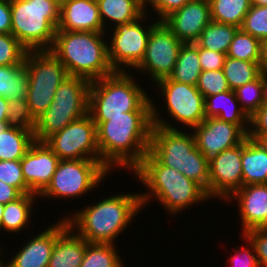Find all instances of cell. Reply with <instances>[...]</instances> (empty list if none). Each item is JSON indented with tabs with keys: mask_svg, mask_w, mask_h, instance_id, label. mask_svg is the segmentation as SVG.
I'll use <instances>...</instances> for the list:
<instances>
[{
	"mask_svg": "<svg viewBox=\"0 0 267 267\" xmlns=\"http://www.w3.org/2000/svg\"><path fill=\"white\" fill-rule=\"evenodd\" d=\"M7 128H8L7 122H0V133L3 132Z\"/></svg>",
	"mask_w": 267,
	"mask_h": 267,
	"instance_id": "cell-56",
	"label": "cell"
},
{
	"mask_svg": "<svg viewBox=\"0 0 267 267\" xmlns=\"http://www.w3.org/2000/svg\"><path fill=\"white\" fill-rule=\"evenodd\" d=\"M29 80L24 64L0 66V97L26 99Z\"/></svg>",
	"mask_w": 267,
	"mask_h": 267,
	"instance_id": "cell-27",
	"label": "cell"
},
{
	"mask_svg": "<svg viewBox=\"0 0 267 267\" xmlns=\"http://www.w3.org/2000/svg\"><path fill=\"white\" fill-rule=\"evenodd\" d=\"M106 33L56 31L51 52L65 66L68 75L90 82L112 74ZM105 40V41H104Z\"/></svg>",
	"mask_w": 267,
	"mask_h": 267,
	"instance_id": "cell-5",
	"label": "cell"
},
{
	"mask_svg": "<svg viewBox=\"0 0 267 267\" xmlns=\"http://www.w3.org/2000/svg\"><path fill=\"white\" fill-rule=\"evenodd\" d=\"M239 28L211 21L202 30L196 43L204 49L227 54L234 35Z\"/></svg>",
	"mask_w": 267,
	"mask_h": 267,
	"instance_id": "cell-30",
	"label": "cell"
},
{
	"mask_svg": "<svg viewBox=\"0 0 267 267\" xmlns=\"http://www.w3.org/2000/svg\"><path fill=\"white\" fill-rule=\"evenodd\" d=\"M110 171L100 160H60L50 184L39 198H75L100 185Z\"/></svg>",
	"mask_w": 267,
	"mask_h": 267,
	"instance_id": "cell-8",
	"label": "cell"
},
{
	"mask_svg": "<svg viewBox=\"0 0 267 267\" xmlns=\"http://www.w3.org/2000/svg\"><path fill=\"white\" fill-rule=\"evenodd\" d=\"M133 172L146 190L150 191L139 193L142 207L156 198L169 214L174 215L185 211L192 204L199 205V202L209 200L206 191L199 184L176 169L162 165L150 152Z\"/></svg>",
	"mask_w": 267,
	"mask_h": 267,
	"instance_id": "cell-4",
	"label": "cell"
},
{
	"mask_svg": "<svg viewBox=\"0 0 267 267\" xmlns=\"http://www.w3.org/2000/svg\"><path fill=\"white\" fill-rule=\"evenodd\" d=\"M58 87L28 85L26 100L35 119L39 118L48 109Z\"/></svg>",
	"mask_w": 267,
	"mask_h": 267,
	"instance_id": "cell-38",
	"label": "cell"
},
{
	"mask_svg": "<svg viewBox=\"0 0 267 267\" xmlns=\"http://www.w3.org/2000/svg\"><path fill=\"white\" fill-rule=\"evenodd\" d=\"M112 243H88L80 267H126Z\"/></svg>",
	"mask_w": 267,
	"mask_h": 267,
	"instance_id": "cell-34",
	"label": "cell"
},
{
	"mask_svg": "<svg viewBox=\"0 0 267 267\" xmlns=\"http://www.w3.org/2000/svg\"><path fill=\"white\" fill-rule=\"evenodd\" d=\"M58 221V238L48 267H80L88 242L68 225L65 218Z\"/></svg>",
	"mask_w": 267,
	"mask_h": 267,
	"instance_id": "cell-21",
	"label": "cell"
},
{
	"mask_svg": "<svg viewBox=\"0 0 267 267\" xmlns=\"http://www.w3.org/2000/svg\"><path fill=\"white\" fill-rule=\"evenodd\" d=\"M8 127L20 130H34L36 119L33 117L26 99L8 100Z\"/></svg>",
	"mask_w": 267,
	"mask_h": 267,
	"instance_id": "cell-37",
	"label": "cell"
},
{
	"mask_svg": "<svg viewBox=\"0 0 267 267\" xmlns=\"http://www.w3.org/2000/svg\"><path fill=\"white\" fill-rule=\"evenodd\" d=\"M259 67L261 73L267 76V39L261 41Z\"/></svg>",
	"mask_w": 267,
	"mask_h": 267,
	"instance_id": "cell-50",
	"label": "cell"
},
{
	"mask_svg": "<svg viewBox=\"0 0 267 267\" xmlns=\"http://www.w3.org/2000/svg\"><path fill=\"white\" fill-rule=\"evenodd\" d=\"M192 129L197 149L208 160L240 144L248 136L237 124L216 117L205 118Z\"/></svg>",
	"mask_w": 267,
	"mask_h": 267,
	"instance_id": "cell-14",
	"label": "cell"
},
{
	"mask_svg": "<svg viewBox=\"0 0 267 267\" xmlns=\"http://www.w3.org/2000/svg\"><path fill=\"white\" fill-rule=\"evenodd\" d=\"M240 29L260 41L267 39V6L251 4Z\"/></svg>",
	"mask_w": 267,
	"mask_h": 267,
	"instance_id": "cell-39",
	"label": "cell"
},
{
	"mask_svg": "<svg viewBox=\"0 0 267 267\" xmlns=\"http://www.w3.org/2000/svg\"><path fill=\"white\" fill-rule=\"evenodd\" d=\"M129 71H115L89 87L88 113L92 117H117L125 112H152L149 95ZM131 74V75H130Z\"/></svg>",
	"mask_w": 267,
	"mask_h": 267,
	"instance_id": "cell-6",
	"label": "cell"
},
{
	"mask_svg": "<svg viewBox=\"0 0 267 267\" xmlns=\"http://www.w3.org/2000/svg\"><path fill=\"white\" fill-rule=\"evenodd\" d=\"M209 0H192L170 13L162 22L183 43H195L211 22Z\"/></svg>",
	"mask_w": 267,
	"mask_h": 267,
	"instance_id": "cell-16",
	"label": "cell"
},
{
	"mask_svg": "<svg viewBox=\"0 0 267 267\" xmlns=\"http://www.w3.org/2000/svg\"><path fill=\"white\" fill-rule=\"evenodd\" d=\"M96 0H64L56 31L106 33ZM105 31V32H104Z\"/></svg>",
	"mask_w": 267,
	"mask_h": 267,
	"instance_id": "cell-18",
	"label": "cell"
},
{
	"mask_svg": "<svg viewBox=\"0 0 267 267\" xmlns=\"http://www.w3.org/2000/svg\"><path fill=\"white\" fill-rule=\"evenodd\" d=\"M51 1H53L56 4H58L59 6H61L64 0H51Z\"/></svg>",
	"mask_w": 267,
	"mask_h": 267,
	"instance_id": "cell-59",
	"label": "cell"
},
{
	"mask_svg": "<svg viewBox=\"0 0 267 267\" xmlns=\"http://www.w3.org/2000/svg\"><path fill=\"white\" fill-rule=\"evenodd\" d=\"M262 106H267V76L263 74V104Z\"/></svg>",
	"mask_w": 267,
	"mask_h": 267,
	"instance_id": "cell-53",
	"label": "cell"
},
{
	"mask_svg": "<svg viewBox=\"0 0 267 267\" xmlns=\"http://www.w3.org/2000/svg\"><path fill=\"white\" fill-rule=\"evenodd\" d=\"M28 50L11 34H0V66L24 64Z\"/></svg>",
	"mask_w": 267,
	"mask_h": 267,
	"instance_id": "cell-40",
	"label": "cell"
},
{
	"mask_svg": "<svg viewBox=\"0 0 267 267\" xmlns=\"http://www.w3.org/2000/svg\"><path fill=\"white\" fill-rule=\"evenodd\" d=\"M248 137L267 151V133H248Z\"/></svg>",
	"mask_w": 267,
	"mask_h": 267,
	"instance_id": "cell-51",
	"label": "cell"
},
{
	"mask_svg": "<svg viewBox=\"0 0 267 267\" xmlns=\"http://www.w3.org/2000/svg\"><path fill=\"white\" fill-rule=\"evenodd\" d=\"M1 253H2V250H1V247H0V256H2ZM0 267H5V261H3L1 259V257H0Z\"/></svg>",
	"mask_w": 267,
	"mask_h": 267,
	"instance_id": "cell-58",
	"label": "cell"
},
{
	"mask_svg": "<svg viewBox=\"0 0 267 267\" xmlns=\"http://www.w3.org/2000/svg\"><path fill=\"white\" fill-rule=\"evenodd\" d=\"M45 142L59 160H100L97 126L89 113L66 125Z\"/></svg>",
	"mask_w": 267,
	"mask_h": 267,
	"instance_id": "cell-10",
	"label": "cell"
},
{
	"mask_svg": "<svg viewBox=\"0 0 267 267\" xmlns=\"http://www.w3.org/2000/svg\"><path fill=\"white\" fill-rule=\"evenodd\" d=\"M99 8L100 18L103 27L107 19L109 23H114L113 27L118 24L135 21L141 17L144 12L132 0H96Z\"/></svg>",
	"mask_w": 267,
	"mask_h": 267,
	"instance_id": "cell-28",
	"label": "cell"
},
{
	"mask_svg": "<svg viewBox=\"0 0 267 267\" xmlns=\"http://www.w3.org/2000/svg\"><path fill=\"white\" fill-rule=\"evenodd\" d=\"M252 4L259 6H267V0H251Z\"/></svg>",
	"mask_w": 267,
	"mask_h": 267,
	"instance_id": "cell-55",
	"label": "cell"
},
{
	"mask_svg": "<svg viewBox=\"0 0 267 267\" xmlns=\"http://www.w3.org/2000/svg\"><path fill=\"white\" fill-rule=\"evenodd\" d=\"M182 44L183 42L159 21L152 28L144 58L135 69L148 73L154 82L168 77L173 71Z\"/></svg>",
	"mask_w": 267,
	"mask_h": 267,
	"instance_id": "cell-12",
	"label": "cell"
},
{
	"mask_svg": "<svg viewBox=\"0 0 267 267\" xmlns=\"http://www.w3.org/2000/svg\"><path fill=\"white\" fill-rule=\"evenodd\" d=\"M90 81L69 75L57 88L53 101L64 105H89Z\"/></svg>",
	"mask_w": 267,
	"mask_h": 267,
	"instance_id": "cell-32",
	"label": "cell"
},
{
	"mask_svg": "<svg viewBox=\"0 0 267 267\" xmlns=\"http://www.w3.org/2000/svg\"><path fill=\"white\" fill-rule=\"evenodd\" d=\"M11 33V0H0V34Z\"/></svg>",
	"mask_w": 267,
	"mask_h": 267,
	"instance_id": "cell-48",
	"label": "cell"
},
{
	"mask_svg": "<svg viewBox=\"0 0 267 267\" xmlns=\"http://www.w3.org/2000/svg\"><path fill=\"white\" fill-rule=\"evenodd\" d=\"M34 130L8 127L0 133V160H21L35 141Z\"/></svg>",
	"mask_w": 267,
	"mask_h": 267,
	"instance_id": "cell-29",
	"label": "cell"
},
{
	"mask_svg": "<svg viewBox=\"0 0 267 267\" xmlns=\"http://www.w3.org/2000/svg\"><path fill=\"white\" fill-rule=\"evenodd\" d=\"M24 66L29 85L60 86L69 76L65 66L50 50L28 51Z\"/></svg>",
	"mask_w": 267,
	"mask_h": 267,
	"instance_id": "cell-19",
	"label": "cell"
},
{
	"mask_svg": "<svg viewBox=\"0 0 267 267\" xmlns=\"http://www.w3.org/2000/svg\"><path fill=\"white\" fill-rule=\"evenodd\" d=\"M238 104L232 90L205 97V118L216 117L221 121L237 124L248 135L250 118Z\"/></svg>",
	"mask_w": 267,
	"mask_h": 267,
	"instance_id": "cell-23",
	"label": "cell"
},
{
	"mask_svg": "<svg viewBox=\"0 0 267 267\" xmlns=\"http://www.w3.org/2000/svg\"><path fill=\"white\" fill-rule=\"evenodd\" d=\"M234 92L241 109L250 118L263 104V73Z\"/></svg>",
	"mask_w": 267,
	"mask_h": 267,
	"instance_id": "cell-36",
	"label": "cell"
},
{
	"mask_svg": "<svg viewBox=\"0 0 267 267\" xmlns=\"http://www.w3.org/2000/svg\"><path fill=\"white\" fill-rule=\"evenodd\" d=\"M152 103V131L149 152L164 166L194 180L209 197V160L197 149L193 133L183 132L165 121ZM162 118V119H161Z\"/></svg>",
	"mask_w": 267,
	"mask_h": 267,
	"instance_id": "cell-2",
	"label": "cell"
},
{
	"mask_svg": "<svg viewBox=\"0 0 267 267\" xmlns=\"http://www.w3.org/2000/svg\"><path fill=\"white\" fill-rule=\"evenodd\" d=\"M105 197L64 217L68 225L88 243L114 244L116 237L123 233L143 208L138 193Z\"/></svg>",
	"mask_w": 267,
	"mask_h": 267,
	"instance_id": "cell-3",
	"label": "cell"
},
{
	"mask_svg": "<svg viewBox=\"0 0 267 267\" xmlns=\"http://www.w3.org/2000/svg\"><path fill=\"white\" fill-rule=\"evenodd\" d=\"M237 200L242 233L267 228V184H248L237 190L226 202Z\"/></svg>",
	"mask_w": 267,
	"mask_h": 267,
	"instance_id": "cell-17",
	"label": "cell"
},
{
	"mask_svg": "<svg viewBox=\"0 0 267 267\" xmlns=\"http://www.w3.org/2000/svg\"><path fill=\"white\" fill-rule=\"evenodd\" d=\"M222 70L232 91L255 80L261 74L259 62L238 60L228 56Z\"/></svg>",
	"mask_w": 267,
	"mask_h": 267,
	"instance_id": "cell-33",
	"label": "cell"
},
{
	"mask_svg": "<svg viewBox=\"0 0 267 267\" xmlns=\"http://www.w3.org/2000/svg\"><path fill=\"white\" fill-rule=\"evenodd\" d=\"M8 100L0 97V122H7Z\"/></svg>",
	"mask_w": 267,
	"mask_h": 267,
	"instance_id": "cell-52",
	"label": "cell"
},
{
	"mask_svg": "<svg viewBox=\"0 0 267 267\" xmlns=\"http://www.w3.org/2000/svg\"><path fill=\"white\" fill-rule=\"evenodd\" d=\"M164 96L167 114L192 129L205 119V98L196 86L170 80L168 77L155 82Z\"/></svg>",
	"mask_w": 267,
	"mask_h": 267,
	"instance_id": "cell-11",
	"label": "cell"
},
{
	"mask_svg": "<svg viewBox=\"0 0 267 267\" xmlns=\"http://www.w3.org/2000/svg\"><path fill=\"white\" fill-rule=\"evenodd\" d=\"M190 1L192 0H146V5L153 8L159 17L157 20L162 21L170 13L180 9Z\"/></svg>",
	"mask_w": 267,
	"mask_h": 267,
	"instance_id": "cell-46",
	"label": "cell"
},
{
	"mask_svg": "<svg viewBox=\"0 0 267 267\" xmlns=\"http://www.w3.org/2000/svg\"><path fill=\"white\" fill-rule=\"evenodd\" d=\"M243 239L248 244L247 248L236 246L235 254L230 255L232 257L228 260L232 264L231 267H260L253 245L245 237Z\"/></svg>",
	"mask_w": 267,
	"mask_h": 267,
	"instance_id": "cell-44",
	"label": "cell"
},
{
	"mask_svg": "<svg viewBox=\"0 0 267 267\" xmlns=\"http://www.w3.org/2000/svg\"><path fill=\"white\" fill-rule=\"evenodd\" d=\"M253 245L260 267H267V228L251 229L241 234Z\"/></svg>",
	"mask_w": 267,
	"mask_h": 267,
	"instance_id": "cell-43",
	"label": "cell"
},
{
	"mask_svg": "<svg viewBox=\"0 0 267 267\" xmlns=\"http://www.w3.org/2000/svg\"><path fill=\"white\" fill-rule=\"evenodd\" d=\"M201 73L199 45L196 42L183 43L173 71L168 78L173 81L196 86Z\"/></svg>",
	"mask_w": 267,
	"mask_h": 267,
	"instance_id": "cell-25",
	"label": "cell"
},
{
	"mask_svg": "<svg viewBox=\"0 0 267 267\" xmlns=\"http://www.w3.org/2000/svg\"><path fill=\"white\" fill-rule=\"evenodd\" d=\"M146 15L144 13L135 21L113 27V35H111V41L108 42L110 43L108 44V57L114 71L127 72V67L135 70L144 58L151 30L159 22L155 19L152 24L149 22V26H146L144 24V19L148 18Z\"/></svg>",
	"mask_w": 267,
	"mask_h": 267,
	"instance_id": "cell-9",
	"label": "cell"
},
{
	"mask_svg": "<svg viewBox=\"0 0 267 267\" xmlns=\"http://www.w3.org/2000/svg\"><path fill=\"white\" fill-rule=\"evenodd\" d=\"M211 20L234 25L238 28L242 25L245 15L252 4L251 0H209Z\"/></svg>",
	"mask_w": 267,
	"mask_h": 267,
	"instance_id": "cell-31",
	"label": "cell"
},
{
	"mask_svg": "<svg viewBox=\"0 0 267 267\" xmlns=\"http://www.w3.org/2000/svg\"><path fill=\"white\" fill-rule=\"evenodd\" d=\"M248 133H267V106H261L250 117Z\"/></svg>",
	"mask_w": 267,
	"mask_h": 267,
	"instance_id": "cell-47",
	"label": "cell"
},
{
	"mask_svg": "<svg viewBox=\"0 0 267 267\" xmlns=\"http://www.w3.org/2000/svg\"><path fill=\"white\" fill-rule=\"evenodd\" d=\"M87 113L88 105H64L52 102L48 109L36 119L33 131L34 140L45 142L54 133L61 131L66 125Z\"/></svg>",
	"mask_w": 267,
	"mask_h": 267,
	"instance_id": "cell-22",
	"label": "cell"
},
{
	"mask_svg": "<svg viewBox=\"0 0 267 267\" xmlns=\"http://www.w3.org/2000/svg\"><path fill=\"white\" fill-rule=\"evenodd\" d=\"M58 156L46 142L34 141L20 160L29 193L40 195L50 184L59 162Z\"/></svg>",
	"mask_w": 267,
	"mask_h": 267,
	"instance_id": "cell-15",
	"label": "cell"
},
{
	"mask_svg": "<svg viewBox=\"0 0 267 267\" xmlns=\"http://www.w3.org/2000/svg\"><path fill=\"white\" fill-rule=\"evenodd\" d=\"M196 87L204 98L230 90L222 69L202 71Z\"/></svg>",
	"mask_w": 267,
	"mask_h": 267,
	"instance_id": "cell-41",
	"label": "cell"
},
{
	"mask_svg": "<svg viewBox=\"0 0 267 267\" xmlns=\"http://www.w3.org/2000/svg\"><path fill=\"white\" fill-rule=\"evenodd\" d=\"M39 233L32 236L5 267H48L53 246L58 238V221Z\"/></svg>",
	"mask_w": 267,
	"mask_h": 267,
	"instance_id": "cell-20",
	"label": "cell"
},
{
	"mask_svg": "<svg viewBox=\"0 0 267 267\" xmlns=\"http://www.w3.org/2000/svg\"><path fill=\"white\" fill-rule=\"evenodd\" d=\"M60 6L51 0H11V34L28 50H51Z\"/></svg>",
	"mask_w": 267,
	"mask_h": 267,
	"instance_id": "cell-7",
	"label": "cell"
},
{
	"mask_svg": "<svg viewBox=\"0 0 267 267\" xmlns=\"http://www.w3.org/2000/svg\"><path fill=\"white\" fill-rule=\"evenodd\" d=\"M261 41L242 31L240 28L234 35L233 41L227 52V56L249 62H259Z\"/></svg>",
	"mask_w": 267,
	"mask_h": 267,
	"instance_id": "cell-35",
	"label": "cell"
},
{
	"mask_svg": "<svg viewBox=\"0 0 267 267\" xmlns=\"http://www.w3.org/2000/svg\"><path fill=\"white\" fill-rule=\"evenodd\" d=\"M144 13L147 14L149 12L146 10V8H149L146 6V0H132Z\"/></svg>",
	"mask_w": 267,
	"mask_h": 267,
	"instance_id": "cell-54",
	"label": "cell"
},
{
	"mask_svg": "<svg viewBox=\"0 0 267 267\" xmlns=\"http://www.w3.org/2000/svg\"><path fill=\"white\" fill-rule=\"evenodd\" d=\"M243 186L267 184V151L248 136L242 141Z\"/></svg>",
	"mask_w": 267,
	"mask_h": 267,
	"instance_id": "cell-24",
	"label": "cell"
},
{
	"mask_svg": "<svg viewBox=\"0 0 267 267\" xmlns=\"http://www.w3.org/2000/svg\"><path fill=\"white\" fill-rule=\"evenodd\" d=\"M0 180L9 186L16 187L22 194L29 193L20 160H0Z\"/></svg>",
	"mask_w": 267,
	"mask_h": 267,
	"instance_id": "cell-42",
	"label": "cell"
},
{
	"mask_svg": "<svg viewBox=\"0 0 267 267\" xmlns=\"http://www.w3.org/2000/svg\"><path fill=\"white\" fill-rule=\"evenodd\" d=\"M38 198V195L34 193L23 194L17 200L4 205L3 216L1 219L0 230L5 232L18 233L20 230H24L26 225L30 224L32 218V208L35 204L34 198Z\"/></svg>",
	"mask_w": 267,
	"mask_h": 267,
	"instance_id": "cell-26",
	"label": "cell"
},
{
	"mask_svg": "<svg viewBox=\"0 0 267 267\" xmlns=\"http://www.w3.org/2000/svg\"><path fill=\"white\" fill-rule=\"evenodd\" d=\"M92 119L97 126L102 164L110 172L115 167L134 170L149 152L152 112H125L123 116Z\"/></svg>",
	"mask_w": 267,
	"mask_h": 267,
	"instance_id": "cell-1",
	"label": "cell"
},
{
	"mask_svg": "<svg viewBox=\"0 0 267 267\" xmlns=\"http://www.w3.org/2000/svg\"><path fill=\"white\" fill-rule=\"evenodd\" d=\"M3 211H4V204L0 203V224H1V219H2V216H3Z\"/></svg>",
	"mask_w": 267,
	"mask_h": 267,
	"instance_id": "cell-57",
	"label": "cell"
},
{
	"mask_svg": "<svg viewBox=\"0 0 267 267\" xmlns=\"http://www.w3.org/2000/svg\"><path fill=\"white\" fill-rule=\"evenodd\" d=\"M23 194L16 188L0 180V203L7 204L20 198Z\"/></svg>",
	"mask_w": 267,
	"mask_h": 267,
	"instance_id": "cell-49",
	"label": "cell"
},
{
	"mask_svg": "<svg viewBox=\"0 0 267 267\" xmlns=\"http://www.w3.org/2000/svg\"><path fill=\"white\" fill-rule=\"evenodd\" d=\"M226 56L225 53L207 50L199 46V61L202 71L223 69Z\"/></svg>",
	"mask_w": 267,
	"mask_h": 267,
	"instance_id": "cell-45",
	"label": "cell"
},
{
	"mask_svg": "<svg viewBox=\"0 0 267 267\" xmlns=\"http://www.w3.org/2000/svg\"><path fill=\"white\" fill-rule=\"evenodd\" d=\"M242 142L209 159V199L225 202L243 186Z\"/></svg>",
	"mask_w": 267,
	"mask_h": 267,
	"instance_id": "cell-13",
	"label": "cell"
}]
</instances>
